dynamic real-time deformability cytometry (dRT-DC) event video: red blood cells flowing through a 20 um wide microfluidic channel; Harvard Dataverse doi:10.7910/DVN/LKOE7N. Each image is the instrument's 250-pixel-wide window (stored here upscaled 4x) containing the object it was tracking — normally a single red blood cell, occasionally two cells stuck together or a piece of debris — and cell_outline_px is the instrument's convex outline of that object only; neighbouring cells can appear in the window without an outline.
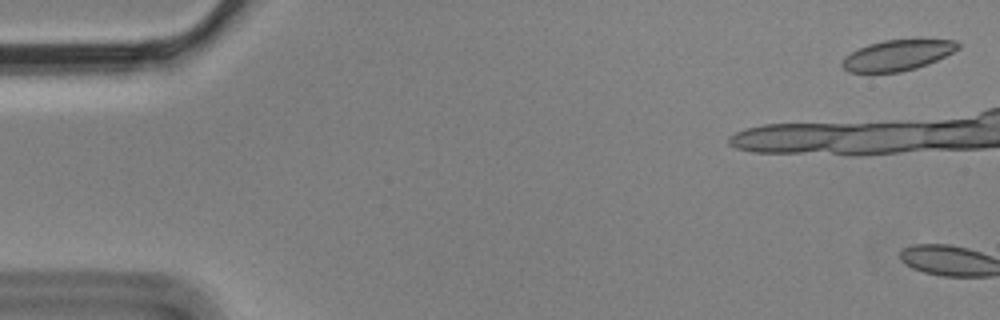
{"species": "Egyptian fruit bat (a non-hibernating species)", "species_latin": "Rousettus aegyptiacus", "temperature_condition": "cold", "stored_images_in_passage": 4, "camera_frame_rate_fps": 3000, "um_per_image_px": 0.085, "animal": {"sex": "male"}, "frame": {"image": 1, "passage_image": 1, "time_ms": 0.0, "image_size_px": [1000, 320], "cell_outline_px": [[960, 48], [928, 64], [916, 68], [900, 72], [848, 72], [840, 64], [844, 56], [868, 44], [884, 40], [956, 40], [960, 44]], "centroid_in_image_um": [76.26, 4.7], "position_along_channel_um": 8.7, "area_um2": 20.46}}